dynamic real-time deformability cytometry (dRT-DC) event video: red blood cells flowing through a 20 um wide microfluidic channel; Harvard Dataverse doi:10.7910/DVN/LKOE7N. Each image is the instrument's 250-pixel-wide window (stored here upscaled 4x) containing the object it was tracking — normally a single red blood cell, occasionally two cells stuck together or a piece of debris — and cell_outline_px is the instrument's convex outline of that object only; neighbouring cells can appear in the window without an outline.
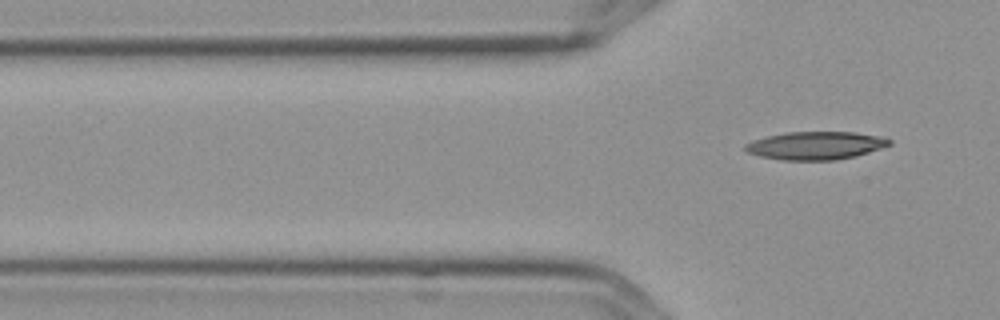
{"species": "Egyptian fruit bat (a non-hibernating species)", "species_latin": "Rousettus aegyptiacus", "temperature_condition": "cold", "stored_images_in_passage": 7, "segment_of_instrument_passage": [2, 2], "camera_frame_rate_fps": 3000, "um_per_image_px": 0.085, "frame": {"image": 1, "passage_image": 7, "time_ms": 2.0, "image_size_px": [1000, 320], "cell_outline_px": [[892, 144], [856, 156], [836, 160], [780, 160], [760, 156], [748, 152], [744, 148], [744, 144], [768, 136], [788, 132], [856, 132], [876, 136], [892, 140]], "centroid_in_image_um": [69.33, 12.38], "position_along_channel_um": 56.5, "area_um2": 23.29}}